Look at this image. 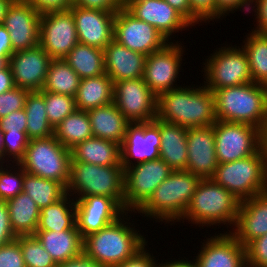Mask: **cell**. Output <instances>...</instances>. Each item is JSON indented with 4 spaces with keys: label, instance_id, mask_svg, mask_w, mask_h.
<instances>
[{
    "label": "cell",
    "instance_id": "cell-1",
    "mask_svg": "<svg viewBox=\"0 0 267 267\" xmlns=\"http://www.w3.org/2000/svg\"><path fill=\"white\" fill-rule=\"evenodd\" d=\"M136 214L126 211L113 223L86 236L83 240V252L105 267H113L133 257L149 242L146 239L148 234L144 235L143 230L141 233L139 228H135L139 226L137 221L134 223V218L132 220V216Z\"/></svg>",
    "mask_w": 267,
    "mask_h": 267
},
{
    "label": "cell",
    "instance_id": "cell-2",
    "mask_svg": "<svg viewBox=\"0 0 267 267\" xmlns=\"http://www.w3.org/2000/svg\"><path fill=\"white\" fill-rule=\"evenodd\" d=\"M156 118L186 128L213 126L217 121L214 92L203 83L165 92L157 97Z\"/></svg>",
    "mask_w": 267,
    "mask_h": 267
},
{
    "label": "cell",
    "instance_id": "cell-3",
    "mask_svg": "<svg viewBox=\"0 0 267 267\" xmlns=\"http://www.w3.org/2000/svg\"><path fill=\"white\" fill-rule=\"evenodd\" d=\"M239 205L240 200L223 186L211 178L201 179L181 221L184 225L185 222L191 223L190 226L194 225L195 229H204L205 226L215 230L221 226L230 232L236 222Z\"/></svg>",
    "mask_w": 267,
    "mask_h": 267
},
{
    "label": "cell",
    "instance_id": "cell-4",
    "mask_svg": "<svg viewBox=\"0 0 267 267\" xmlns=\"http://www.w3.org/2000/svg\"><path fill=\"white\" fill-rule=\"evenodd\" d=\"M201 177L186 170L172 171L155 189L148 201L136 212L160 225L180 223ZM163 222V223H162Z\"/></svg>",
    "mask_w": 267,
    "mask_h": 267
},
{
    "label": "cell",
    "instance_id": "cell-5",
    "mask_svg": "<svg viewBox=\"0 0 267 267\" xmlns=\"http://www.w3.org/2000/svg\"><path fill=\"white\" fill-rule=\"evenodd\" d=\"M216 120L244 123L267 134V85L250 82L214 91Z\"/></svg>",
    "mask_w": 267,
    "mask_h": 267
},
{
    "label": "cell",
    "instance_id": "cell-6",
    "mask_svg": "<svg viewBox=\"0 0 267 267\" xmlns=\"http://www.w3.org/2000/svg\"><path fill=\"white\" fill-rule=\"evenodd\" d=\"M211 179L240 201L267 190V144L246 158L218 164Z\"/></svg>",
    "mask_w": 267,
    "mask_h": 267
},
{
    "label": "cell",
    "instance_id": "cell-7",
    "mask_svg": "<svg viewBox=\"0 0 267 267\" xmlns=\"http://www.w3.org/2000/svg\"><path fill=\"white\" fill-rule=\"evenodd\" d=\"M67 194L74 199L86 196L113 198L124 209V169L122 165L100 166L71 158Z\"/></svg>",
    "mask_w": 267,
    "mask_h": 267
},
{
    "label": "cell",
    "instance_id": "cell-8",
    "mask_svg": "<svg viewBox=\"0 0 267 267\" xmlns=\"http://www.w3.org/2000/svg\"><path fill=\"white\" fill-rule=\"evenodd\" d=\"M202 62L203 84L212 92L252 82L248 57L243 47L223 43ZM226 45V46H225Z\"/></svg>",
    "mask_w": 267,
    "mask_h": 267
},
{
    "label": "cell",
    "instance_id": "cell-9",
    "mask_svg": "<svg viewBox=\"0 0 267 267\" xmlns=\"http://www.w3.org/2000/svg\"><path fill=\"white\" fill-rule=\"evenodd\" d=\"M19 165L25 172L69 185L71 150L65 148L54 136L29 140Z\"/></svg>",
    "mask_w": 267,
    "mask_h": 267
},
{
    "label": "cell",
    "instance_id": "cell-10",
    "mask_svg": "<svg viewBox=\"0 0 267 267\" xmlns=\"http://www.w3.org/2000/svg\"><path fill=\"white\" fill-rule=\"evenodd\" d=\"M213 128L219 164L255 154L266 143V134L252 125L217 120Z\"/></svg>",
    "mask_w": 267,
    "mask_h": 267
},
{
    "label": "cell",
    "instance_id": "cell-11",
    "mask_svg": "<svg viewBox=\"0 0 267 267\" xmlns=\"http://www.w3.org/2000/svg\"><path fill=\"white\" fill-rule=\"evenodd\" d=\"M182 42L181 39L169 42L162 49L146 56L142 78L157 97L182 86L177 82L181 79L179 72H183V54L186 52Z\"/></svg>",
    "mask_w": 267,
    "mask_h": 267
},
{
    "label": "cell",
    "instance_id": "cell-12",
    "mask_svg": "<svg viewBox=\"0 0 267 267\" xmlns=\"http://www.w3.org/2000/svg\"><path fill=\"white\" fill-rule=\"evenodd\" d=\"M173 170L161 159L124 169V210L137 212Z\"/></svg>",
    "mask_w": 267,
    "mask_h": 267
},
{
    "label": "cell",
    "instance_id": "cell-13",
    "mask_svg": "<svg viewBox=\"0 0 267 267\" xmlns=\"http://www.w3.org/2000/svg\"><path fill=\"white\" fill-rule=\"evenodd\" d=\"M113 103L130 123L156 118L157 96L143 78L114 82Z\"/></svg>",
    "mask_w": 267,
    "mask_h": 267
},
{
    "label": "cell",
    "instance_id": "cell-14",
    "mask_svg": "<svg viewBox=\"0 0 267 267\" xmlns=\"http://www.w3.org/2000/svg\"><path fill=\"white\" fill-rule=\"evenodd\" d=\"M160 139L158 118L151 122L129 123L125 138L120 145L123 169L160 159Z\"/></svg>",
    "mask_w": 267,
    "mask_h": 267
},
{
    "label": "cell",
    "instance_id": "cell-15",
    "mask_svg": "<svg viewBox=\"0 0 267 267\" xmlns=\"http://www.w3.org/2000/svg\"><path fill=\"white\" fill-rule=\"evenodd\" d=\"M113 33V39L118 43L145 56L169 43L155 27L136 19L125 8L115 14Z\"/></svg>",
    "mask_w": 267,
    "mask_h": 267
},
{
    "label": "cell",
    "instance_id": "cell-16",
    "mask_svg": "<svg viewBox=\"0 0 267 267\" xmlns=\"http://www.w3.org/2000/svg\"><path fill=\"white\" fill-rule=\"evenodd\" d=\"M124 8L136 19L155 27L169 42H176V39H173L177 33L181 34L184 33L182 31L194 28L180 12L164 0H126Z\"/></svg>",
    "mask_w": 267,
    "mask_h": 267
},
{
    "label": "cell",
    "instance_id": "cell-17",
    "mask_svg": "<svg viewBox=\"0 0 267 267\" xmlns=\"http://www.w3.org/2000/svg\"><path fill=\"white\" fill-rule=\"evenodd\" d=\"M39 33V45L52 59H64L79 43L70 10L41 15Z\"/></svg>",
    "mask_w": 267,
    "mask_h": 267
},
{
    "label": "cell",
    "instance_id": "cell-18",
    "mask_svg": "<svg viewBox=\"0 0 267 267\" xmlns=\"http://www.w3.org/2000/svg\"><path fill=\"white\" fill-rule=\"evenodd\" d=\"M219 232L203 236L200 250L193 254L197 267H246V248L230 232Z\"/></svg>",
    "mask_w": 267,
    "mask_h": 267
},
{
    "label": "cell",
    "instance_id": "cell-19",
    "mask_svg": "<svg viewBox=\"0 0 267 267\" xmlns=\"http://www.w3.org/2000/svg\"><path fill=\"white\" fill-rule=\"evenodd\" d=\"M125 212L113 198L106 196L75 199L76 227L83 239L113 223Z\"/></svg>",
    "mask_w": 267,
    "mask_h": 267
},
{
    "label": "cell",
    "instance_id": "cell-20",
    "mask_svg": "<svg viewBox=\"0 0 267 267\" xmlns=\"http://www.w3.org/2000/svg\"><path fill=\"white\" fill-rule=\"evenodd\" d=\"M40 13L22 0H14L7 9L3 25L8 30L13 52L39 45Z\"/></svg>",
    "mask_w": 267,
    "mask_h": 267
},
{
    "label": "cell",
    "instance_id": "cell-21",
    "mask_svg": "<svg viewBox=\"0 0 267 267\" xmlns=\"http://www.w3.org/2000/svg\"><path fill=\"white\" fill-rule=\"evenodd\" d=\"M51 60L40 45L14 52L9 58L14 85L30 92L42 90Z\"/></svg>",
    "mask_w": 267,
    "mask_h": 267
},
{
    "label": "cell",
    "instance_id": "cell-22",
    "mask_svg": "<svg viewBox=\"0 0 267 267\" xmlns=\"http://www.w3.org/2000/svg\"><path fill=\"white\" fill-rule=\"evenodd\" d=\"M69 10L74 16L79 43L104 49L113 40L116 13L84 9L74 4Z\"/></svg>",
    "mask_w": 267,
    "mask_h": 267
},
{
    "label": "cell",
    "instance_id": "cell-23",
    "mask_svg": "<svg viewBox=\"0 0 267 267\" xmlns=\"http://www.w3.org/2000/svg\"><path fill=\"white\" fill-rule=\"evenodd\" d=\"M187 148L186 171L202 179L211 178L219 164L215 152L213 126L188 128Z\"/></svg>",
    "mask_w": 267,
    "mask_h": 267
},
{
    "label": "cell",
    "instance_id": "cell-24",
    "mask_svg": "<svg viewBox=\"0 0 267 267\" xmlns=\"http://www.w3.org/2000/svg\"><path fill=\"white\" fill-rule=\"evenodd\" d=\"M230 233L244 247L267 233V190L240 201L237 219Z\"/></svg>",
    "mask_w": 267,
    "mask_h": 267
},
{
    "label": "cell",
    "instance_id": "cell-25",
    "mask_svg": "<svg viewBox=\"0 0 267 267\" xmlns=\"http://www.w3.org/2000/svg\"><path fill=\"white\" fill-rule=\"evenodd\" d=\"M104 51L106 74L113 82L142 78L146 56L112 40Z\"/></svg>",
    "mask_w": 267,
    "mask_h": 267
},
{
    "label": "cell",
    "instance_id": "cell-26",
    "mask_svg": "<svg viewBox=\"0 0 267 267\" xmlns=\"http://www.w3.org/2000/svg\"><path fill=\"white\" fill-rule=\"evenodd\" d=\"M34 236L51 255L56 264L75 258L83 253V238L76 224L67 230H37Z\"/></svg>",
    "mask_w": 267,
    "mask_h": 267
},
{
    "label": "cell",
    "instance_id": "cell-27",
    "mask_svg": "<svg viewBox=\"0 0 267 267\" xmlns=\"http://www.w3.org/2000/svg\"><path fill=\"white\" fill-rule=\"evenodd\" d=\"M186 127L159 119L160 159L173 171L186 170L188 161Z\"/></svg>",
    "mask_w": 267,
    "mask_h": 267
},
{
    "label": "cell",
    "instance_id": "cell-28",
    "mask_svg": "<svg viewBox=\"0 0 267 267\" xmlns=\"http://www.w3.org/2000/svg\"><path fill=\"white\" fill-rule=\"evenodd\" d=\"M93 137L122 144L126 128L130 123L112 102L87 111Z\"/></svg>",
    "mask_w": 267,
    "mask_h": 267
},
{
    "label": "cell",
    "instance_id": "cell-29",
    "mask_svg": "<svg viewBox=\"0 0 267 267\" xmlns=\"http://www.w3.org/2000/svg\"><path fill=\"white\" fill-rule=\"evenodd\" d=\"M71 158L77 162L100 166L121 165L120 144L91 137L71 149Z\"/></svg>",
    "mask_w": 267,
    "mask_h": 267
},
{
    "label": "cell",
    "instance_id": "cell-30",
    "mask_svg": "<svg viewBox=\"0 0 267 267\" xmlns=\"http://www.w3.org/2000/svg\"><path fill=\"white\" fill-rule=\"evenodd\" d=\"M114 82L105 73L101 76L83 78L75 95L78 110L88 111L113 102Z\"/></svg>",
    "mask_w": 267,
    "mask_h": 267
},
{
    "label": "cell",
    "instance_id": "cell-31",
    "mask_svg": "<svg viewBox=\"0 0 267 267\" xmlns=\"http://www.w3.org/2000/svg\"><path fill=\"white\" fill-rule=\"evenodd\" d=\"M11 228L16 236L34 235L37 231L40 209L24 192L6 201Z\"/></svg>",
    "mask_w": 267,
    "mask_h": 267
},
{
    "label": "cell",
    "instance_id": "cell-32",
    "mask_svg": "<svg viewBox=\"0 0 267 267\" xmlns=\"http://www.w3.org/2000/svg\"><path fill=\"white\" fill-rule=\"evenodd\" d=\"M63 60L81 79L106 73L103 49L78 43Z\"/></svg>",
    "mask_w": 267,
    "mask_h": 267
},
{
    "label": "cell",
    "instance_id": "cell-33",
    "mask_svg": "<svg viewBox=\"0 0 267 267\" xmlns=\"http://www.w3.org/2000/svg\"><path fill=\"white\" fill-rule=\"evenodd\" d=\"M75 224V199L66 194L60 200L40 210L37 230L59 232L71 229Z\"/></svg>",
    "mask_w": 267,
    "mask_h": 267
},
{
    "label": "cell",
    "instance_id": "cell-34",
    "mask_svg": "<svg viewBox=\"0 0 267 267\" xmlns=\"http://www.w3.org/2000/svg\"><path fill=\"white\" fill-rule=\"evenodd\" d=\"M53 136L69 150L93 137L87 111L76 109L54 128Z\"/></svg>",
    "mask_w": 267,
    "mask_h": 267
},
{
    "label": "cell",
    "instance_id": "cell-35",
    "mask_svg": "<svg viewBox=\"0 0 267 267\" xmlns=\"http://www.w3.org/2000/svg\"><path fill=\"white\" fill-rule=\"evenodd\" d=\"M23 192L29 195L41 210L67 194V188L53 179H45L24 170Z\"/></svg>",
    "mask_w": 267,
    "mask_h": 267
},
{
    "label": "cell",
    "instance_id": "cell-36",
    "mask_svg": "<svg viewBox=\"0 0 267 267\" xmlns=\"http://www.w3.org/2000/svg\"><path fill=\"white\" fill-rule=\"evenodd\" d=\"M247 31L240 45L248 57L252 82L267 85V34Z\"/></svg>",
    "mask_w": 267,
    "mask_h": 267
},
{
    "label": "cell",
    "instance_id": "cell-37",
    "mask_svg": "<svg viewBox=\"0 0 267 267\" xmlns=\"http://www.w3.org/2000/svg\"><path fill=\"white\" fill-rule=\"evenodd\" d=\"M29 140L53 136L54 128L48 121L43 91L29 92L24 106Z\"/></svg>",
    "mask_w": 267,
    "mask_h": 267
},
{
    "label": "cell",
    "instance_id": "cell-38",
    "mask_svg": "<svg viewBox=\"0 0 267 267\" xmlns=\"http://www.w3.org/2000/svg\"><path fill=\"white\" fill-rule=\"evenodd\" d=\"M81 78L62 59H52L42 91L75 97Z\"/></svg>",
    "mask_w": 267,
    "mask_h": 267
},
{
    "label": "cell",
    "instance_id": "cell-39",
    "mask_svg": "<svg viewBox=\"0 0 267 267\" xmlns=\"http://www.w3.org/2000/svg\"><path fill=\"white\" fill-rule=\"evenodd\" d=\"M26 267H56L51 255L34 235L17 236Z\"/></svg>",
    "mask_w": 267,
    "mask_h": 267
},
{
    "label": "cell",
    "instance_id": "cell-40",
    "mask_svg": "<svg viewBox=\"0 0 267 267\" xmlns=\"http://www.w3.org/2000/svg\"><path fill=\"white\" fill-rule=\"evenodd\" d=\"M43 97L48 121L53 128L77 109L73 96L43 91Z\"/></svg>",
    "mask_w": 267,
    "mask_h": 267
},
{
    "label": "cell",
    "instance_id": "cell-41",
    "mask_svg": "<svg viewBox=\"0 0 267 267\" xmlns=\"http://www.w3.org/2000/svg\"><path fill=\"white\" fill-rule=\"evenodd\" d=\"M24 169L19 164L0 166V200L8 201L23 192Z\"/></svg>",
    "mask_w": 267,
    "mask_h": 267
},
{
    "label": "cell",
    "instance_id": "cell-42",
    "mask_svg": "<svg viewBox=\"0 0 267 267\" xmlns=\"http://www.w3.org/2000/svg\"><path fill=\"white\" fill-rule=\"evenodd\" d=\"M29 139L25 132H3V163L19 164Z\"/></svg>",
    "mask_w": 267,
    "mask_h": 267
},
{
    "label": "cell",
    "instance_id": "cell-43",
    "mask_svg": "<svg viewBox=\"0 0 267 267\" xmlns=\"http://www.w3.org/2000/svg\"><path fill=\"white\" fill-rule=\"evenodd\" d=\"M29 92L30 91L26 89L15 86L0 94V118L12 112L24 109Z\"/></svg>",
    "mask_w": 267,
    "mask_h": 267
},
{
    "label": "cell",
    "instance_id": "cell-44",
    "mask_svg": "<svg viewBox=\"0 0 267 267\" xmlns=\"http://www.w3.org/2000/svg\"><path fill=\"white\" fill-rule=\"evenodd\" d=\"M189 4L191 11L205 23V25L211 23L210 21H212V25L218 21V23H220L223 19L226 21V17L216 8L215 0H189Z\"/></svg>",
    "mask_w": 267,
    "mask_h": 267
},
{
    "label": "cell",
    "instance_id": "cell-45",
    "mask_svg": "<svg viewBox=\"0 0 267 267\" xmlns=\"http://www.w3.org/2000/svg\"><path fill=\"white\" fill-rule=\"evenodd\" d=\"M247 266L267 267V233L246 247Z\"/></svg>",
    "mask_w": 267,
    "mask_h": 267
},
{
    "label": "cell",
    "instance_id": "cell-46",
    "mask_svg": "<svg viewBox=\"0 0 267 267\" xmlns=\"http://www.w3.org/2000/svg\"><path fill=\"white\" fill-rule=\"evenodd\" d=\"M0 267H26L20 244L16 239L0 246Z\"/></svg>",
    "mask_w": 267,
    "mask_h": 267
},
{
    "label": "cell",
    "instance_id": "cell-47",
    "mask_svg": "<svg viewBox=\"0 0 267 267\" xmlns=\"http://www.w3.org/2000/svg\"><path fill=\"white\" fill-rule=\"evenodd\" d=\"M2 132H25L27 134V117L24 109L0 118Z\"/></svg>",
    "mask_w": 267,
    "mask_h": 267
},
{
    "label": "cell",
    "instance_id": "cell-48",
    "mask_svg": "<svg viewBox=\"0 0 267 267\" xmlns=\"http://www.w3.org/2000/svg\"><path fill=\"white\" fill-rule=\"evenodd\" d=\"M146 244L133 257L128 258L113 267H157L156 255L150 251V247Z\"/></svg>",
    "mask_w": 267,
    "mask_h": 267
},
{
    "label": "cell",
    "instance_id": "cell-49",
    "mask_svg": "<svg viewBox=\"0 0 267 267\" xmlns=\"http://www.w3.org/2000/svg\"><path fill=\"white\" fill-rule=\"evenodd\" d=\"M32 5L40 15L50 12L67 11L72 6L71 0H22Z\"/></svg>",
    "mask_w": 267,
    "mask_h": 267
},
{
    "label": "cell",
    "instance_id": "cell-50",
    "mask_svg": "<svg viewBox=\"0 0 267 267\" xmlns=\"http://www.w3.org/2000/svg\"><path fill=\"white\" fill-rule=\"evenodd\" d=\"M249 13H252V17L254 16L255 23L251 31L259 34H267V0H252Z\"/></svg>",
    "mask_w": 267,
    "mask_h": 267
},
{
    "label": "cell",
    "instance_id": "cell-51",
    "mask_svg": "<svg viewBox=\"0 0 267 267\" xmlns=\"http://www.w3.org/2000/svg\"><path fill=\"white\" fill-rule=\"evenodd\" d=\"M75 6L84 9H93L116 13L119 9L124 8V0H75Z\"/></svg>",
    "mask_w": 267,
    "mask_h": 267
},
{
    "label": "cell",
    "instance_id": "cell-52",
    "mask_svg": "<svg viewBox=\"0 0 267 267\" xmlns=\"http://www.w3.org/2000/svg\"><path fill=\"white\" fill-rule=\"evenodd\" d=\"M16 238L17 236L11 228L7 204L0 200V246L10 243Z\"/></svg>",
    "mask_w": 267,
    "mask_h": 267
},
{
    "label": "cell",
    "instance_id": "cell-53",
    "mask_svg": "<svg viewBox=\"0 0 267 267\" xmlns=\"http://www.w3.org/2000/svg\"><path fill=\"white\" fill-rule=\"evenodd\" d=\"M216 8L225 16H229L230 13L234 14L236 11L244 12L245 15H249L251 10L252 0H215Z\"/></svg>",
    "mask_w": 267,
    "mask_h": 267
},
{
    "label": "cell",
    "instance_id": "cell-54",
    "mask_svg": "<svg viewBox=\"0 0 267 267\" xmlns=\"http://www.w3.org/2000/svg\"><path fill=\"white\" fill-rule=\"evenodd\" d=\"M172 8L180 12L193 26L202 25V21L191 11L189 0H164ZM201 23V24H200Z\"/></svg>",
    "mask_w": 267,
    "mask_h": 267
},
{
    "label": "cell",
    "instance_id": "cell-55",
    "mask_svg": "<svg viewBox=\"0 0 267 267\" xmlns=\"http://www.w3.org/2000/svg\"><path fill=\"white\" fill-rule=\"evenodd\" d=\"M56 267H105L93 258L88 257L84 252L79 256L68 259L65 262L57 264Z\"/></svg>",
    "mask_w": 267,
    "mask_h": 267
},
{
    "label": "cell",
    "instance_id": "cell-56",
    "mask_svg": "<svg viewBox=\"0 0 267 267\" xmlns=\"http://www.w3.org/2000/svg\"><path fill=\"white\" fill-rule=\"evenodd\" d=\"M11 39L8 30L0 25V57H10L13 54Z\"/></svg>",
    "mask_w": 267,
    "mask_h": 267
},
{
    "label": "cell",
    "instance_id": "cell-57",
    "mask_svg": "<svg viewBox=\"0 0 267 267\" xmlns=\"http://www.w3.org/2000/svg\"><path fill=\"white\" fill-rule=\"evenodd\" d=\"M191 259L192 260H189V258H187V257L183 258V257H180V256H179L178 260L175 257L174 258H169L167 260L164 258L163 260H165V262L163 260L160 261V262L157 261V267H197L196 262L194 260V256Z\"/></svg>",
    "mask_w": 267,
    "mask_h": 267
},
{
    "label": "cell",
    "instance_id": "cell-58",
    "mask_svg": "<svg viewBox=\"0 0 267 267\" xmlns=\"http://www.w3.org/2000/svg\"><path fill=\"white\" fill-rule=\"evenodd\" d=\"M13 75L10 66L0 70V94L14 88Z\"/></svg>",
    "mask_w": 267,
    "mask_h": 267
},
{
    "label": "cell",
    "instance_id": "cell-59",
    "mask_svg": "<svg viewBox=\"0 0 267 267\" xmlns=\"http://www.w3.org/2000/svg\"><path fill=\"white\" fill-rule=\"evenodd\" d=\"M14 0H0V25L3 24L7 9Z\"/></svg>",
    "mask_w": 267,
    "mask_h": 267
},
{
    "label": "cell",
    "instance_id": "cell-60",
    "mask_svg": "<svg viewBox=\"0 0 267 267\" xmlns=\"http://www.w3.org/2000/svg\"><path fill=\"white\" fill-rule=\"evenodd\" d=\"M10 57H0V70L5 69L9 65Z\"/></svg>",
    "mask_w": 267,
    "mask_h": 267
},
{
    "label": "cell",
    "instance_id": "cell-61",
    "mask_svg": "<svg viewBox=\"0 0 267 267\" xmlns=\"http://www.w3.org/2000/svg\"><path fill=\"white\" fill-rule=\"evenodd\" d=\"M0 160L3 163V132L0 128Z\"/></svg>",
    "mask_w": 267,
    "mask_h": 267
}]
</instances>
